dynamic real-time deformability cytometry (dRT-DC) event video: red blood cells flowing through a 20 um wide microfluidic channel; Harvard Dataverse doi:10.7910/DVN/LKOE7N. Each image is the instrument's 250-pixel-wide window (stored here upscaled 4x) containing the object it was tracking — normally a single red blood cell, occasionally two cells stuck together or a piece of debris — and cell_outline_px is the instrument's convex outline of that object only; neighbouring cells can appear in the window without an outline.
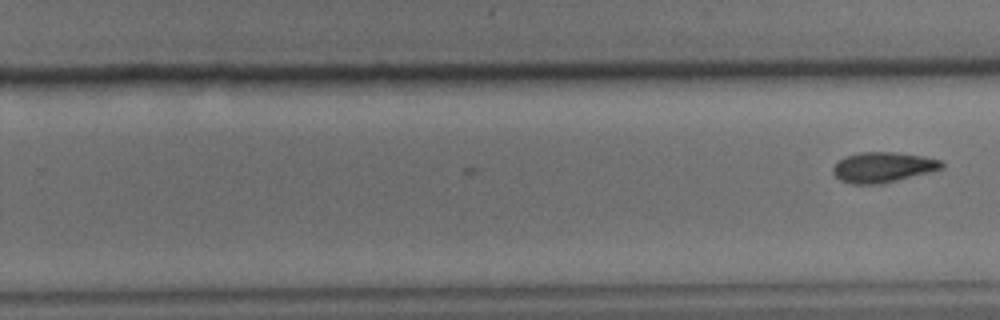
{"species": "common noctule bat (a hibernating species)", "species_latin": "Nyctalus noctula", "temperature_condition": "cold", "stored_images_in_passage": 13, "camera_frame_rate_fps": 3000, "um_per_image_px": 0.085, "animal": {"sex": "male", "body_mass_g": 15.6}, "frame": {"image": 1, "passage_image": 13, "time_ms": 4.0, "image_size_px": [1000, 320], "cell_outline_px": [[944, 168], [932, 172], [880, 184], [852, 184], [840, 180], [832, 172], [832, 168], [844, 156], [860, 152], [896, 152], [924, 156], [940, 160], [944, 164]], "centroid_in_image_um": [75.07, 14.21], "position_along_channel_um": 254.7, "area_um2": 19.31}}